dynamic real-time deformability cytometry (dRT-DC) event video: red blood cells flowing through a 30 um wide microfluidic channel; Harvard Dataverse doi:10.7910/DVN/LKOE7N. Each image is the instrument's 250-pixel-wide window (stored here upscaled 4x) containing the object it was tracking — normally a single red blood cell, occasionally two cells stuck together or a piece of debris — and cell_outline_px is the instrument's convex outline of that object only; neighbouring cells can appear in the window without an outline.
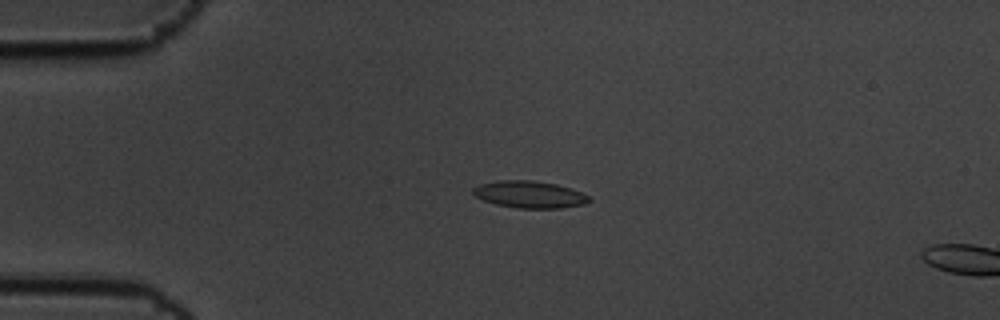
{"species": "common noctule bat (a hibernating species)", "species_latin": "Nyctalus noctula", "temperature_condition": "cold", "stored_images_in_passage": 5, "camera_frame_rate_fps": 3000, "um_per_image_px": 0.085, "animal": {"sex": "male", "body_mass_g": 19.5, "forearm_length_mm": 54.6}, "frame": {"image": 1, "passage_image": 3, "time_ms": 0.667, "image_size_px": [1000, 320], "cell_outline_px": [[592, 200], [588, 204], [560, 208], [516, 208], [496, 204], [484, 200], [476, 196], [472, 192], [472, 188], [480, 184], [496, 180], [532, 180], [556, 184], [572, 188], [588, 196]], "centroid_in_image_um": [45.03, 16.53], "position_along_channel_um": 40.0, "area_um2": 18.38}}